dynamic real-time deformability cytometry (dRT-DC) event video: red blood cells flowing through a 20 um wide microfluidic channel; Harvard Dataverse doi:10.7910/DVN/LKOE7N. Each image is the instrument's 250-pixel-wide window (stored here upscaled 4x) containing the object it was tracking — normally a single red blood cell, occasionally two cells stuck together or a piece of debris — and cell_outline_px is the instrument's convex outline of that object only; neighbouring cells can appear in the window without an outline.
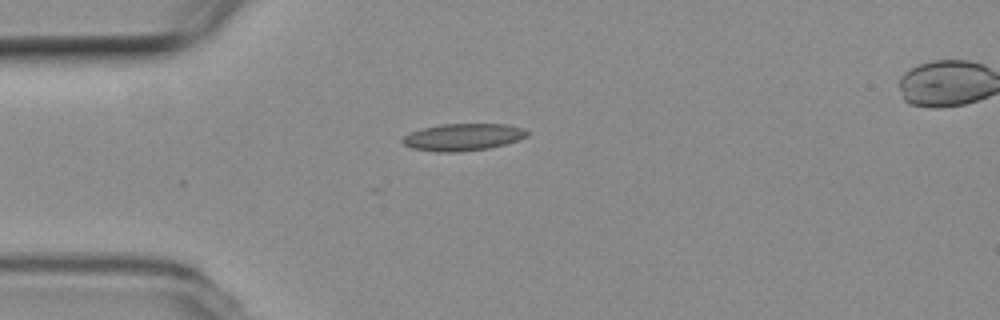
{"species": "common noctule bat (a hibernating species)", "species_latin": "Nyctalus noctula", "temperature_condition": "room temperature", "stored_images_in_passage": 9, "camera_frame_rate_fps": 3000, "um_per_image_px": 0.085, "animal": {"sex": "female", "body_mass_g": 19.3, "forearm_length_mm": 54.1}, "frame": {"image": 1, "passage_image": 1, "time_ms": 0.0, "image_size_px": [1000, 320], "cell_outline_px": [[528, 136], [520, 140], [488, 148], [456, 152], [436, 152], [412, 148], [404, 144], [400, 140], [404, 136], [412, 132], [424, 128], [440, 124], [504, 124], [524, 128], [528, 132]], "centroid_in_image_um": [39.37, 11.65], "position_along_channel_um": 45.6, "area_um2": 19.59}}
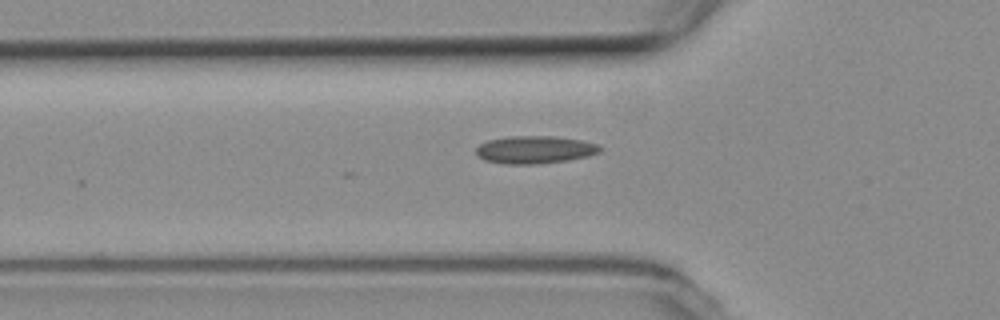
{"frame": {"image": 2, "passage_image": 5, "time_ms": 1.333, "image_size_px": [1000, 320], "cell_outline_px": [[600, 152], [588, 156], [568, 160], [536, 164], [504, 164], [484, 160], [476, 152], [476, 148], [480, 144], [488, 140], [508, 136], [556, 136], [580, 140], [596, 144], [600, 148]], "centroid_in_image_um": [45.44, 12.72], "position_along_channel_um": 80.4, "area_um2": 19.88}}
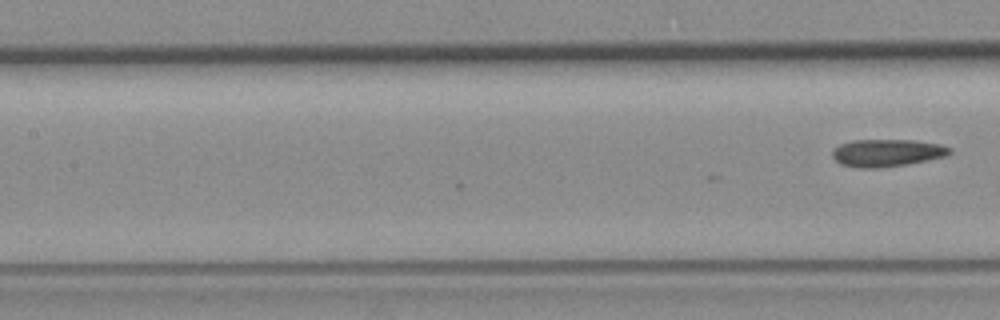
{"frame": {"image": 3, "passage_image": 9, "time_ms": 2.667, "image_size_px": [1000, 320], "cell_outline_px": [[952, 152], [948, 156], [908, 164], [876, 168], [860, 168], [840, 164], [832, 156], [832, 152], [840, 144], [852, 140], [912, 140], [940, 144], [952, 148]], "centroid_in_image_um": [75.43, 12.99], "position_along_channel_um": 132.0, "area_um2": 18.79}}